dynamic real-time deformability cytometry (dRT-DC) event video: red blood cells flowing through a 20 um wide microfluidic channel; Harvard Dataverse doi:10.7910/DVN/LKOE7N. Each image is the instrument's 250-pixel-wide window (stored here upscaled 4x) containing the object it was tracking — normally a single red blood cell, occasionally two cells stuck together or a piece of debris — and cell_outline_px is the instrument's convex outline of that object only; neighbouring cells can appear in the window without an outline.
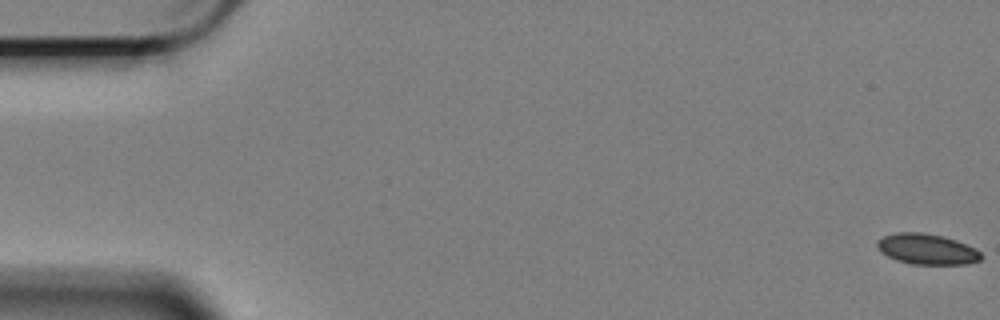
{"species": "Egyptian fruit bat (a non-hibernating species)", "species_latin": "Rousettus aegyptiacus", "temperature_condition": "cold", "stored_images_in_passage": 60, "camera_frame_rate_fps": 3000, "um_per_image_px": 0.085, "animal": {"sex": "female"}, "frame": {"image": 1, "passage_image": 1, "time_ms": 0.0, "image_size_px": [1000, 320], "cell_outline_px": [[984, 256], [980, 260], [968, 264], [912, 264], [896, 260], [880, 252], [876, 244], [884, 236], [896, 232], [920, 232], [944, 236], [956, 240], [976, 248]], "centroid_in_image_um": [78.82, 21.18], "position_along_channel_um": 6.2, "area_um2": 18.61}}
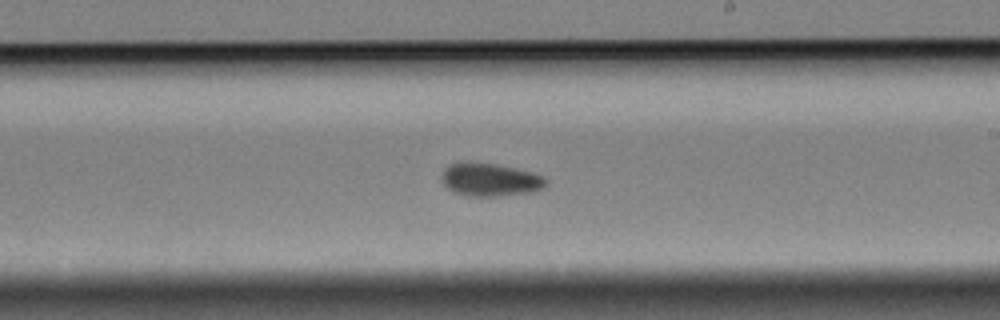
{"frame": {"image": 2, "passage_image": 35, "time_ms": 11.333, "image_size_px": [1000, 320], "cell_outline_px": [[548, 184], [544, 188], [536, 192], [496, 196], [468, 196], [452, 192], [440, 180], [440, 176], [444, 168], [448, 164], [496, 164], [532, 172], [544, 176], [548, 180]], "centroid_in_image_um": [41.7, 15.31], "position_along_channel_um": 247.3, "area_um2": 20.06}}
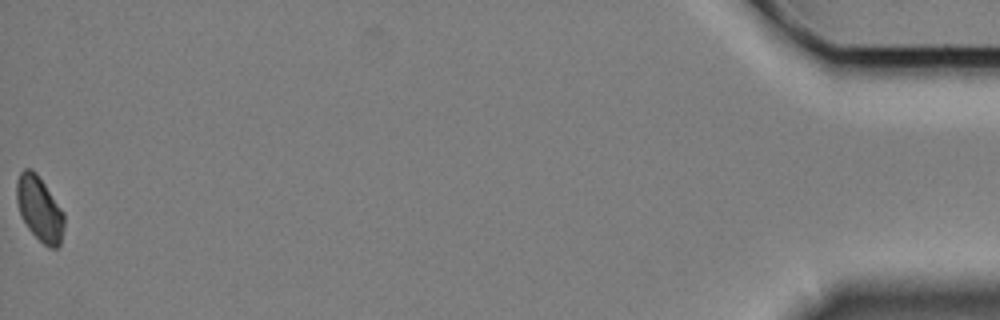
{"frame": {"image": 3, "passage_image": 60, "time_ms": 19.667, "image_size_px": [1000, 320], "cell_outline_px": [[64, 228], [60, 244], [56, 248], [48, 248], [28, 228], [20, 212], [16, 200], [16, 180], [20, 172], [24, 168], [32, 168], [36, 172], [64, 212]], "centroid_in_image_um": [3.36, 17.72], "position_along_channel_um": 431.8, "area_um2": 17.86}, "authors_computed_cell_mechanics": {"area_um2": 18.9295, "velocity_mm_per_s": 3.3782, "shape_relaxation_time_tau1_ms": null, "shape_relaxation_time_tau2_ms": 3.7687, "deformation_change_tau1": null, "deformation_change_tau2": 0.0622}}